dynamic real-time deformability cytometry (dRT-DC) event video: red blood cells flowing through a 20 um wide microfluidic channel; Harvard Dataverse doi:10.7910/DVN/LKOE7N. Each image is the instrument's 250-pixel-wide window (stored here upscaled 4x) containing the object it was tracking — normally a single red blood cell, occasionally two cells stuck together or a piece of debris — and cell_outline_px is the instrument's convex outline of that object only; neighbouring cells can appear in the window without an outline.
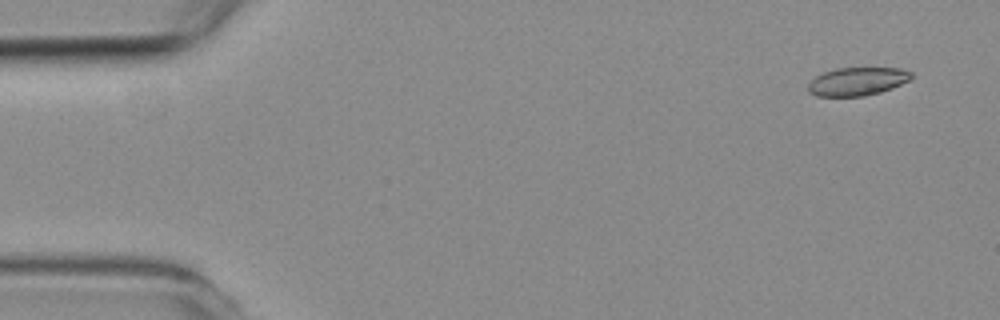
{"species": "common noctule bat (a hibernating species)", "species_latin": "Nyctalus noctula", "temperature_condition": "room temperature", "stored_images_in_passage": 6, "camera_frame_rate_fps": 3000, "um_per_image_px": 0.085, "animal": {"sex": "female", "body_mass_g": 19.3, "forearm_length_mm": 54.1}, "frame": {"image": 1, "passage_image": 1, "time_ms": 0.0, "image_size_px": [1000, 320], "cell_outline_px": [[912, 80], [892, 88], [880, 92], [864, 96], [816, 96], [808, 92], [808, 84], [816, 76], [824, 72], [836, 68], [900, 68], [912, 72]], "centroid_in_image_um": [72.89, 6.92], "position_along_channel_um": 12.1, "area_um2": 17.05}}
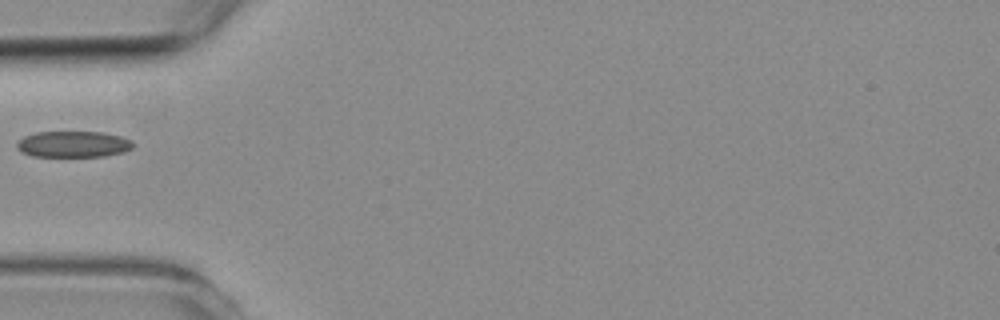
{"frame": {"image": 2, "passage_image": 5, "time_ms": 4.667, "image_size_px": [1000, 320], "cell_outline_px": [[132, 148], [124, 152], [104, 156], [32, 156], [20, 152], [16, 148], [16, 144], [24, 136], [36, 132], [100, 132], [120, 136], [132, 140]], "centroid_in_image_um": [6.2, 12.26], "position_along_channel_um": 78.8, "area_um2": 17.69}}
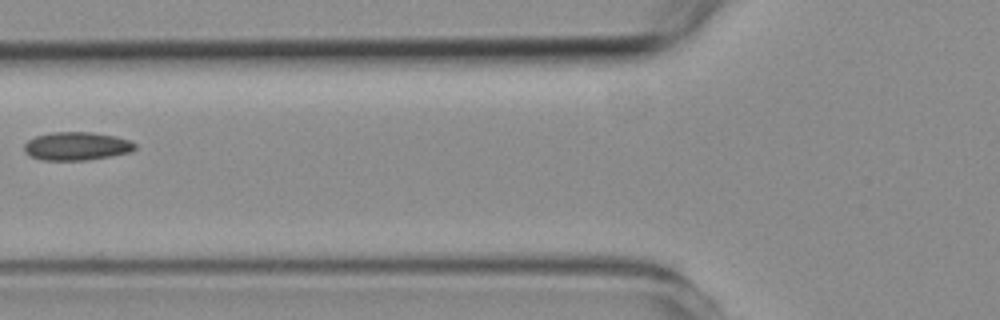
{"frame": {"image": 3, "passage_image": 6, "time_ms": 5.667, "image_size_px": [1000, 320], "cell_outline_px": [[136, 148], [132, 152], [112, 156], [88, 160], [40, 160], [28, 156], [24, 152], [24, 144], [28, 140], [36, 136], [52, 132], [92, 132], [116, 136], [128, 140], [136, 144]], "centroid_in_image_um": [6.5, 12.43], "position_along_channel_um": 119.3, "area_um2": 18.5}}